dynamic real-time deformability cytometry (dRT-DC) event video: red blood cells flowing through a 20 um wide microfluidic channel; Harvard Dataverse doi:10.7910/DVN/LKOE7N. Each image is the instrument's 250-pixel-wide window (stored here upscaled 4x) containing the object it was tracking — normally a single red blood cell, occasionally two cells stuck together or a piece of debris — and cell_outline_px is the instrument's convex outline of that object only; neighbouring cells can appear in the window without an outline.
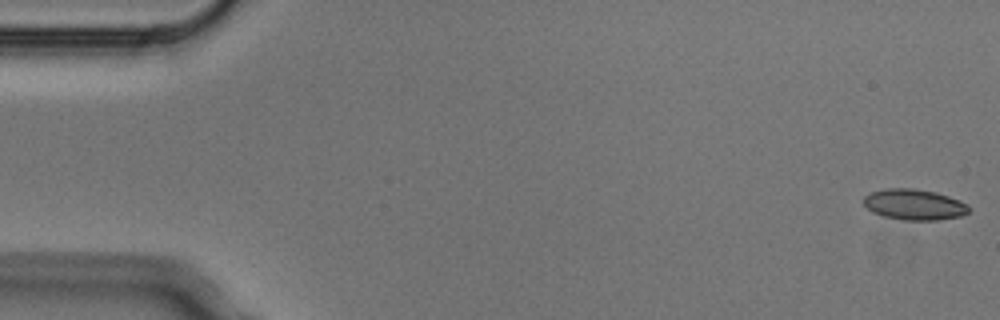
{"species": "Egyptian fruit bat (a non-hibernating species)", "species_latin": "Rousettus aegyptiacus", "temperature_condition": "cold", "stored_images_in_passage": 4, "camera_frame_rate_fps": 3000, "um_per_image_px": 0.085, "animal": {"sex": "male"}, "frame": {"image": 1, "passage_image": 1, "time_ms": 0.0, "image_size_px": [1000, 320], "cell_outline_px": [[968, 212], [960, 216], [936, 220], [904, 220], [884, 216], [872, 212], [864, 204], [864, 196], [872, 192], [888, 188], [912, 188], [936, 192], [960, 200], [968, 204]], "centroid_in_image_um": [77.71, 17.38], "position_along_channel_um": 7.3, "area_um2": 18.73}}
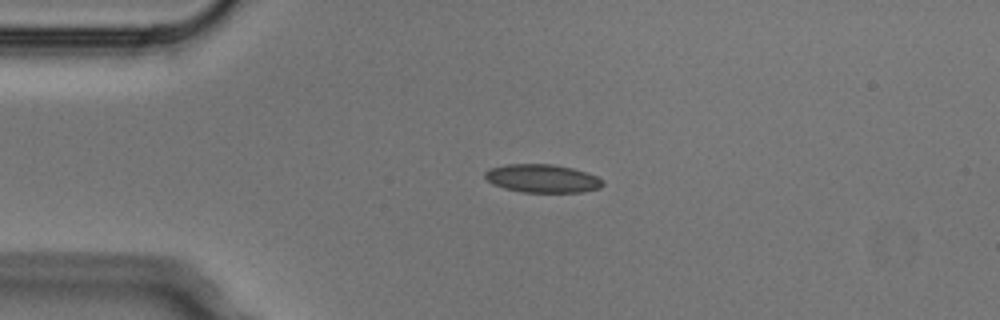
{"frame": {"image": 2, "passage_image": 3, "time_ms": 0.667, "image_size_px": [1000, 320], "cell_outline_px": [[604, 184], [600, 188], [580, 192], [524, 192], [504, 188], [492, 184], [484, 176], [484, 172], [488, 168], [508, 164], [552, 164], [572, 168], [588, 172], [604, 180]], "centroid_in_image_um": [46.1, 15.16], "position_along_channel_um": 38.9, "area_um2": 19.48}}